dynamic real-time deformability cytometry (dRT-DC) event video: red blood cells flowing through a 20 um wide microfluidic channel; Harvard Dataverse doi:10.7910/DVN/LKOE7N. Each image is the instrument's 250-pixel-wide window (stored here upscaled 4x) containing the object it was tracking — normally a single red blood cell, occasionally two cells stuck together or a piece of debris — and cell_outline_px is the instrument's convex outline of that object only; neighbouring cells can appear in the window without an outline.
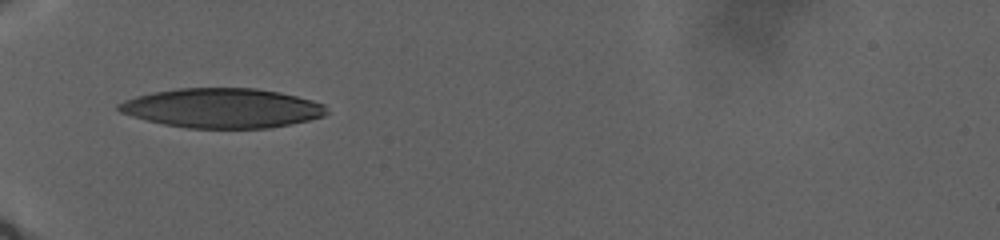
{"species": "human", "species_latin": "Homo sapiens", "temperature_condition": "warm", "stored_images_in_passage": 95, "camera_frame_rate_fps": 3000, "um_per_image_px": 0.085, "donor": {"sex": "male"}, "frame": {"image": 1, "passage_image": 1, "time_ms": 0.0, "image_size_px": [1000, 240], "cell_outline_px": [[328, 112], [324, 116], [308, 120], [268, 128], [188, 128], [164, 124], [132, 116], [120, 112], [116, 108], [116, 104], [124, 100], [136, 96], [152, 92], [176, 88], [256, 88], [280, 92], [312, 100], [324, 104]], "centroid_in_image_um": [18.87, 9.18], "position_along_channel_um": 66.1, "area_um2": 47.92}}
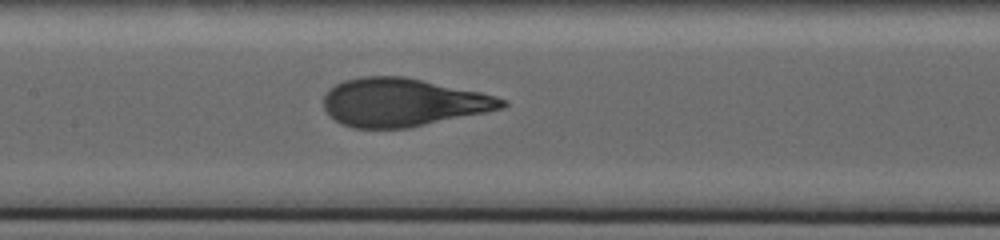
{"frame": {"image": 2, "passage_image": 34, "time_ms": 6.0, "image_size_px": [1000, 240], "cell_outline_px": [[508, 104], [504, 108], [408, 128], [352, 128], [340, 124], [328, 116], [324, 108], [324, 96], [336, 84], [344, 80], [360, 76], [404, 76], [480, 92], [496, 96], [508, 100]], "centroid_in_image_um": [34.22, 8.7], "position_along_channel_um": 173.2, "area_um2": 50.05}}
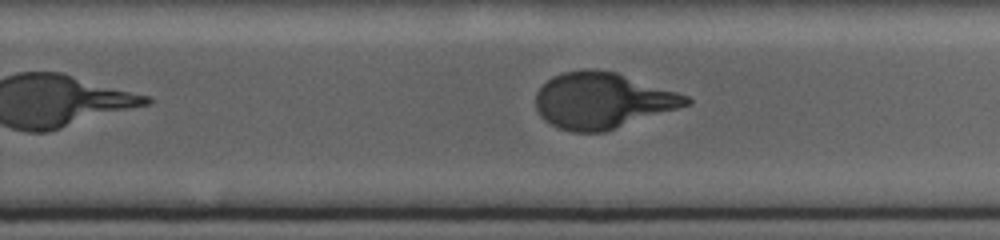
{"frame": {"image": 3, "passage_image": 73, "time_ms": 11.333, "image_size_px": [1000, 240], "cell_outline_px": [[692, 104], [604, 132], [572, 132], [560, 128], [544, 120], [540, 116], [536, 108], [536, 92], [552, 76], [564, 72], [584, 68], [600, 68], [616, 72], [688, 96], [692, 100]], "centroid_in_image_um": [51.19, 8.54], "position_along_channel_um": 278.6, "area_um2": 49.07}}